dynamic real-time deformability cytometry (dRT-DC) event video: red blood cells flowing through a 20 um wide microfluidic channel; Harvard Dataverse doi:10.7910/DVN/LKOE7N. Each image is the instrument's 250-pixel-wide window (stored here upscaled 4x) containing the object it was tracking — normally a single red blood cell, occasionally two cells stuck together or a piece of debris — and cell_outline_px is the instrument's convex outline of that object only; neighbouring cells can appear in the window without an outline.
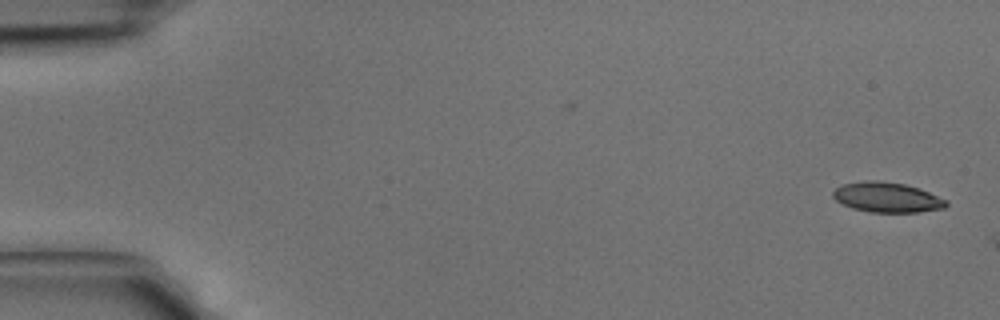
{"species": "common noctule bat (a hibernating species)", "species_latin": "Nyctalus noctula", "temperature_condition": "cold", "stored_images_in_passage": 6, "camera_frame_rate_fps": 3000, "um_per_image_px": 0.085, "animal": {"sex": "male", "body_mass_g": 15.6}, "frame": {"image": 1, "passage_image": 1, "time_ms": 0.0, "image_size_px": [1000, 320], "cell_outline_px": [[948, 204], [944, 208], [920, 212], [872, 212], [852, 208], [836, 200], [832, 196], [832, 192], [836, 188], [844, 184], [864, 180], [876, 180], [904, 184], [920, 188], [948, 200]], "centroid_in_image_um": [75.42, 16.77], "position_along_channel_um": 9.6, "area_um2": 19.83}}